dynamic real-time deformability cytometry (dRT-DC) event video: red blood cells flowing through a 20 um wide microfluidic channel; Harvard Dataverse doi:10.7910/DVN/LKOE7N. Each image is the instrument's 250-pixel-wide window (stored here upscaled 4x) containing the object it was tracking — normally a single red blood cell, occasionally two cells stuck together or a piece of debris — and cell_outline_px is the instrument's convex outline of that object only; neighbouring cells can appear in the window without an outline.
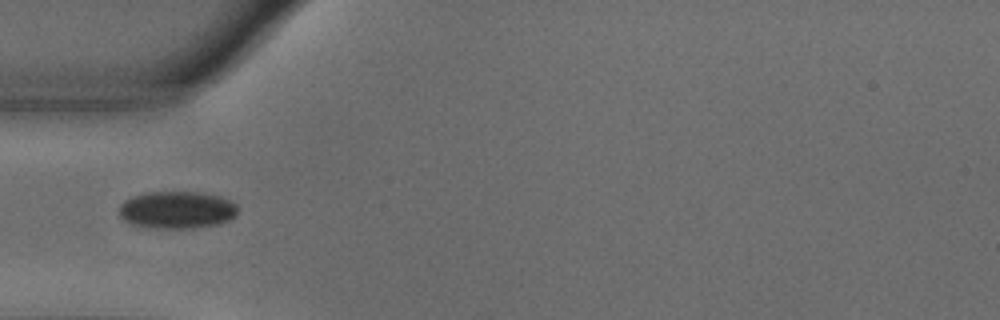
{"species": "common noctule bat (a hibernating species)", "species_latin": "Nyctalus noctula", "temperature_condition": "warm", "stored_images_in_passage": 39, "camera_frame_rate_fps": 3000, "um_per_image_px": 0.085, "animal": {"sex": "male", "body_mass_g": 18.8}, "frame": {"image": 1, "passage_image": 1, "time_ms": 0.0, "image_size_px": [1000, 320], "cell_outline_px": [[236, 216], [228, 220], [216, 224], [192, 228], [152, 228], [132, 224], [124, 220], [120, 216], [120, 204], [124, 200], [132, 196], [148, 192], [200, 192], [220, 196], [236, 204]], "centroid_in_image_um": [15.02, 17.84], "position_along_channel_um": 70.0, "area_um2": 25.72}}
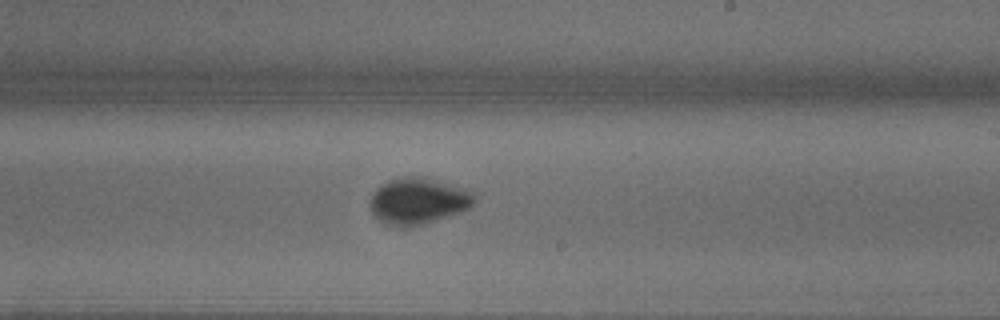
{"frame": {"image": 2, "passage_image": 16, "time_ms": 5.0, "image_size_px": [1000, 320], "cell_outline_px": [[476, 200], [464, 212], [424, 224], [404, 228], [400, 228], [384, 224], [372, 212], [372, 192], [380, 184], [388, 180], [400, 176], [428, 176], [472, 188], [476, 196]], "centroid_in_image_um": [35.63, 17.05], "position_along_channel_um": 253.4, "area_um2": 29.3}}
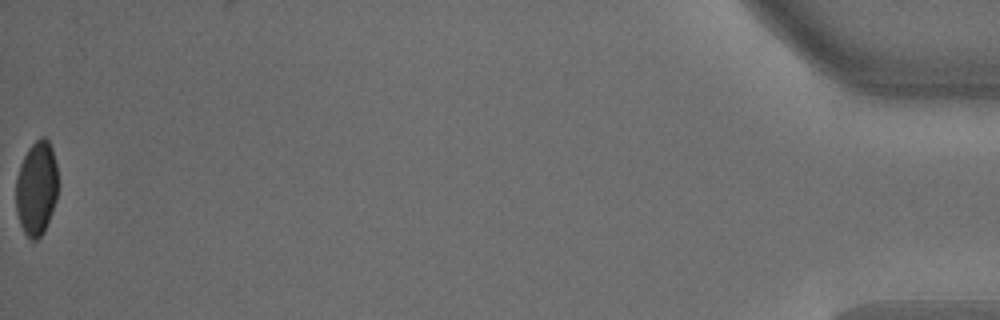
{"frame": {"image": 3, "passage_image": 39, "time_ms": 12.667, "image_size_px": [1000, 320], "cell_outline_px": [[60, 184], [56, 200], [52, 212], [44, 232], [36, 240], [32, 240], [24, 232], [20, 224], [16, 212], [16, 180], [20, 164], [28, 148], [40, 136], [44, 136], [48, 140], [52, 148], [56, 164]], "centroid_in_image_um": [3.13, 15.98], "position_along_channel_um": 432.1, "area_um2": 23.52}, "authors_computed_cell_mechanics": {"area_um2": 24.9696, "velocity_mm_per_s": 3.6456, "shape_relaxation_time_tau1_ms": 3.4819, "shape_relaxation_time_tau2_ms": null, "deformation_change_tau1": 0.1156, "deformation_change_tau2": null}}